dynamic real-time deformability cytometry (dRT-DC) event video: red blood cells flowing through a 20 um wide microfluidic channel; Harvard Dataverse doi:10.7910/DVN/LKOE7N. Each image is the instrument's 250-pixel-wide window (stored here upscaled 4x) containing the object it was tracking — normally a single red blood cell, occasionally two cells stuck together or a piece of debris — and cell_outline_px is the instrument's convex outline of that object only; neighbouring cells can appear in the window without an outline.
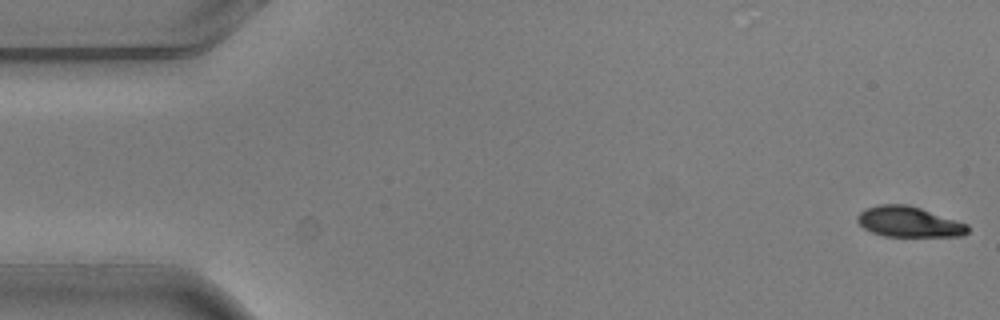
{"species": "common noctule bat (a hibernating species)", "species_latin": "Nyctalus noctula", "temperature_condition": "warm", "stored_images_in_passage": 5, "camera_frame_rate_fps": 3000, "um_per_image_px": 0.085, "animal": {"sex": "male", "body_mass_g": 20.5, "forearm_length_mm": 52.5}, "frame": {"image": 1, "passage_image": 1, "time_ms": 0.0, "image_size_px": [1000, 320], "cell_outline_px": [[968, 232], [964, 236], [884, 236], [872, 232], [864, 228], [856, 220], [856, 216], [864, 208], [880, 204], [908, 204], [968, 224]], "centroid_in_image_um": [77.23, 18.85], "position_along_channel_um": 7.8, "area_um2": 19.59}}
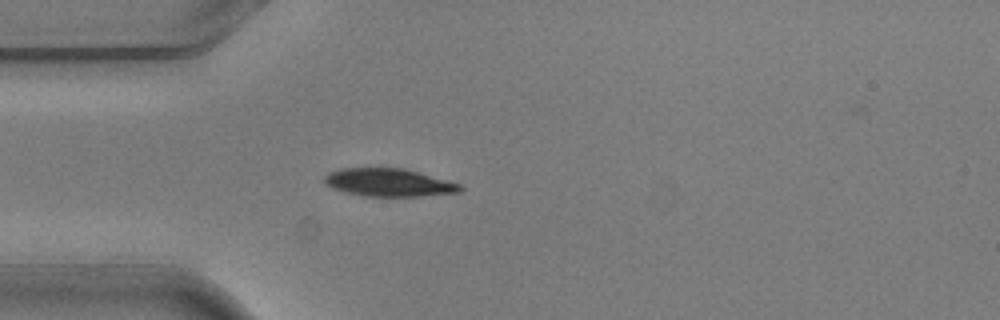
{"frame": {"image": 2, "passage_image": 5, "time_ms": 1.333, "image_size_px": [1000, 320], "cell_outline_px": [[464, 188], [460, 192], [420, 196], [364, 196], [344, 192], [332, 188], [324, 184], [324, 176], [328, 172], [340, 168], [404, 168], [460, 184]], "centroid_in_image_um": [33.0, 15.51], "position_along_channel_um": 52.0, "area_um2": 22.08}}